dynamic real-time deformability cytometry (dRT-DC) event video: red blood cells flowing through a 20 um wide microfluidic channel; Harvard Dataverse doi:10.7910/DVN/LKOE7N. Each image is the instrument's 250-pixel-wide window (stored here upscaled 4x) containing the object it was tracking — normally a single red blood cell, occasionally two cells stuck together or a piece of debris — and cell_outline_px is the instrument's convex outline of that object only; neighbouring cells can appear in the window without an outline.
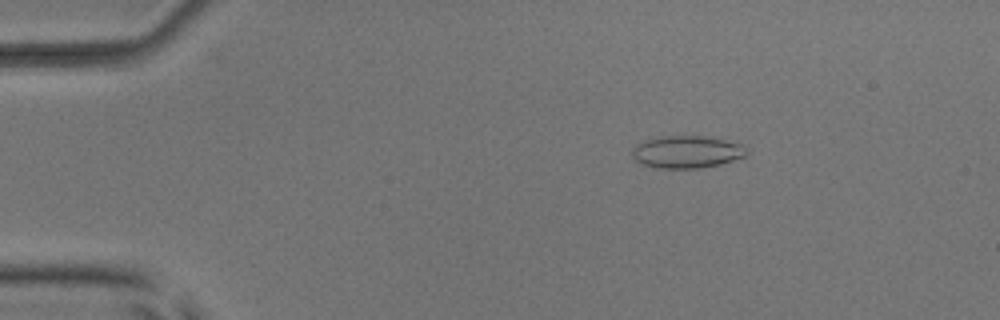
{"species": "common noctule bat (a hibernating species)", "species_latin": "Nyctalus noctula", "temperature_condition": "room temperature", "stored_images_in_passage": 43, "camera_frame_rate_fps": 3000, "um_per_image_px": 0.085, "animal": {"sex": "male", "body_mass_g": 17.9, "forearm_length_mm": 54.2}, "frame": {"image": 1, "passage_image": 9, "time_ms": 2.667, "image_size_px": [1000, 320], "cell_outline_px": [[748, 156], [720, 164], [700, 168], [656, 168], [644, 164], [636, 160], [632, 156], [632, 148], [636, 144], [644, 140], [660, 136], [704, 136], [724, 140], [740, 144], [748, 152]], "centroid_in_image_um": [58.36, 12.91], "position_along_channel_um": 26.6, "area_um2": 21.56}}
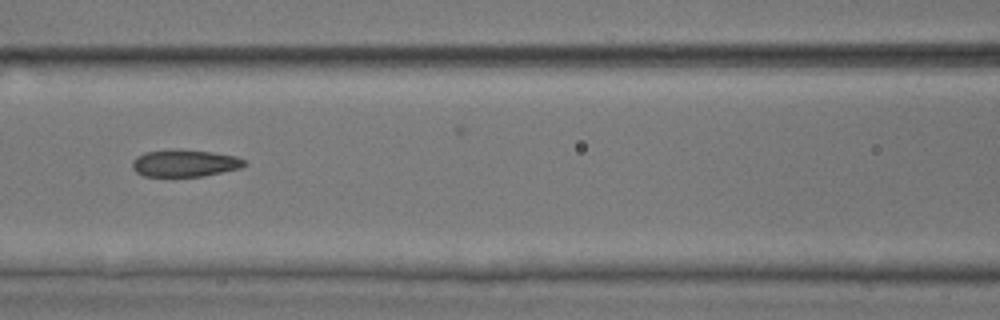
{"frame": {"image": 2, "passage_image": 24, "time_ms": 7.667, "image_size_px": [1000, 320], "cell_outline_px": [[248, 164], [240, 168], [204, 176], [144, 176], [136, 172], [132, 168], [132, 160], [136, 156], [144, 152], [172, 148], [180, 148], [212, 152], [236, 156], [244, 160]], "centroid_in_image_um": [15.68, 13.85], "position_along_channel_um": 150.9, "area_um2": 18.03}}
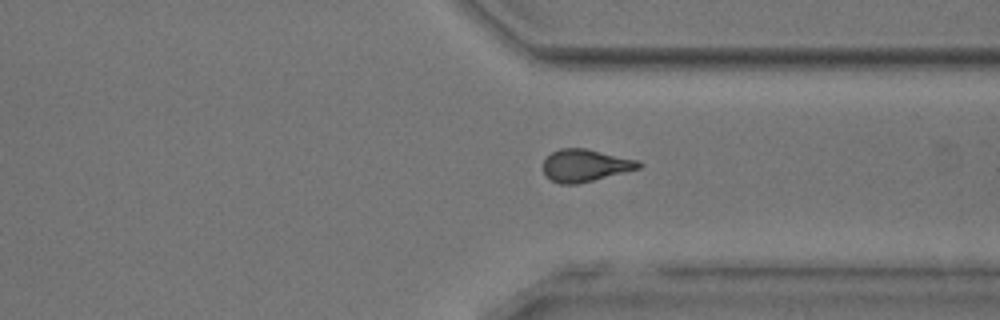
{"frame": {"image": 3, "passage_image": 40, "time_ms": 13.0, "image_size_px": [1000, 320], "cell_outline_px": [[640, 168], [576, 184], [560, 184], [552, 180], [544, 172], [544, 160], [552, 152], [560, 148], [584, 148], [640, 160]], "centroid_in_image_um": [49.74, 14.05], "position_along_channel_um": 361.7, "area_um2": 17.69}}